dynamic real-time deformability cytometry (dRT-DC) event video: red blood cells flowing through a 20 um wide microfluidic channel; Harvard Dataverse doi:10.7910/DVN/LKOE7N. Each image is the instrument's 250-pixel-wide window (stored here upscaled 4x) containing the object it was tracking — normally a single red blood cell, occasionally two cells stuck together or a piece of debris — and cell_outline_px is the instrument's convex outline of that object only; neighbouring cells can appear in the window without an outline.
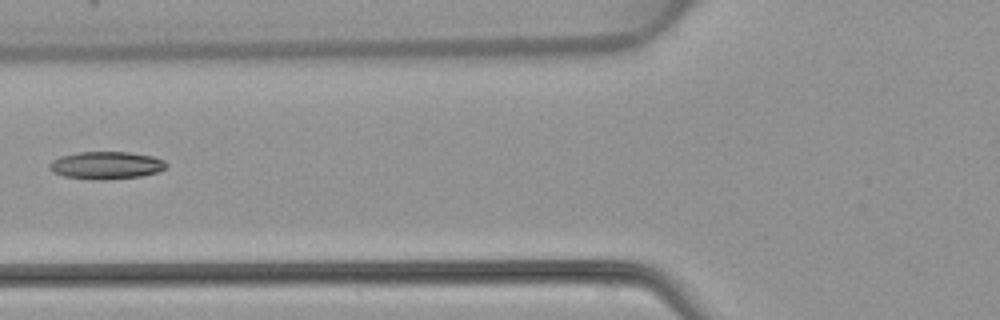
{"species": "common noctule bat (a hibernating species)", "species_latin": "Nyctalus noctula", "temperature_condition": "warm", "stored_images_in_passage": 5, "camera_frame_rate_fps": 3000, "um_per_image_px": 0.085, "animal": {"sex": "female", "body_mass_g": 22.7, "forearm_length_mm": 54.2}, "frame": {"image": 1, "passage_image": 5, "time_ms": 5.0, "image_size_px": [1000, 320], "cell_outline_px": [[168, 164], [164, 168], [156, 172], [140, 176], [104, 180], [100, 180], [64, 176], [52, 172], [48, 168], [48, 164], [52, 160], [60, 156], [76, 152], [128, 152], [152, 156], [164, 160]], "centroid_in_image_um": [8.98, 14.04], "position_along_channel_um": 116.8, "area_um2": 18.73}}